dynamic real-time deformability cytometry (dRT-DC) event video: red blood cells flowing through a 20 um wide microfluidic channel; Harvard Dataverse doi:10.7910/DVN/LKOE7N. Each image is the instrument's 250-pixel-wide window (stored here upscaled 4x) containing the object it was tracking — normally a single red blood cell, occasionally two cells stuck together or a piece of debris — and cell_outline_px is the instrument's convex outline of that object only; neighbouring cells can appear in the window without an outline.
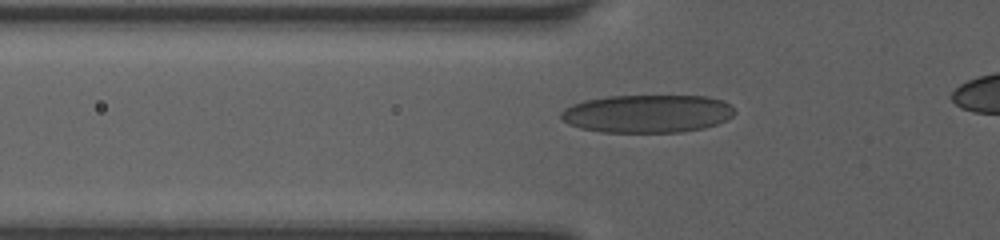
{"species": "human", "species_latin": "Homo sapiens", "temperature_condition": "room temperature", "stored_images_in_passage": 38, "camera_frame_rate_fps": 3000, "um_per_image_px": 0.085, "donor": {"sex": "female"}, "frame": {"image": 1, "passage_image": 11, "time_ms": 3.333, "image_size_px": [1000, 240], "cell_outline_px": [[736, 112], [732, 116], [716, 124], [704, 128], [680, 132], [600, 132], [580, 128], [568, 124], [560, 116], [560, 112], [564, 108], [572, 104], [584, 100], [608, 96], [708, 96], [724, 100]], "centroid_in_image_um": [55.0, 9.66], "position_along_channel_um": 70.8, "area_um2": 38.55}}
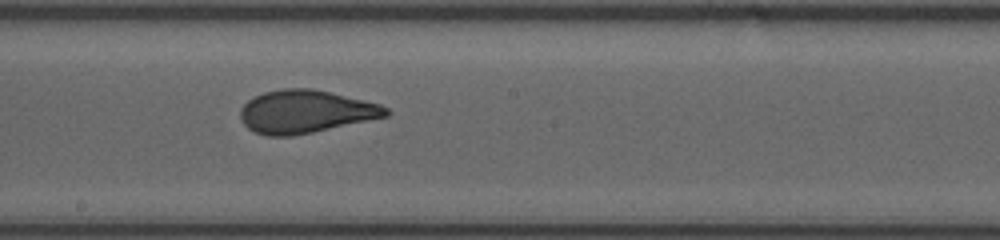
{"frame": {"image": 2, "passage_image": 22, "time_ms": 7.0, "image_size_px": [1000, 240], "cell_outline_px": [[392, 112], [388, 116], [312, 132], [292, 136], [268, 136], [256, 132], [248, 128], [244, 124], [240, 116], [240, 108], [248, 100], [264, 92], [284, 88], [312, 88], [380, 104], [388, 108]], "centroid_in_image_um": [25.97, 9.48], "position_along_channel_um": 222.2, "area_um2": 36.18}}
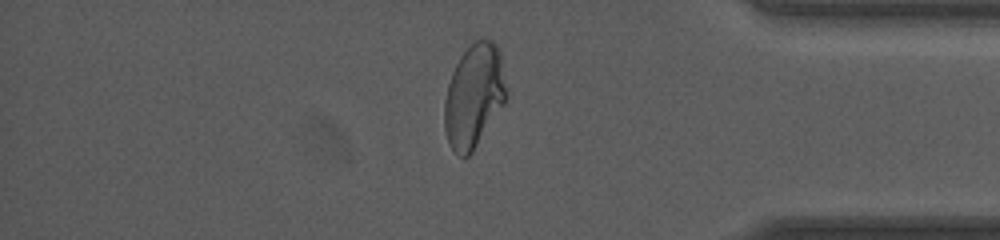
{"frame": {"image": 3, "passage_image": 36, "time_ms": 11.667, "image_size_px": [1000, 240], "cell_outline_px": [[508, 96], [504, 104], [472, 152], [468, 156], [460, 156], [448, 144], [444, 128], [444, 100], [448, 84], [452, 72], [460, 56], [476, 40], [492, 40], [496, 44], [500, 52], [508, 92]], "centroid_in_image_um": [40.29, 8.15], "position_along_channel_um": 394.9, "area_um2": 37.34}}